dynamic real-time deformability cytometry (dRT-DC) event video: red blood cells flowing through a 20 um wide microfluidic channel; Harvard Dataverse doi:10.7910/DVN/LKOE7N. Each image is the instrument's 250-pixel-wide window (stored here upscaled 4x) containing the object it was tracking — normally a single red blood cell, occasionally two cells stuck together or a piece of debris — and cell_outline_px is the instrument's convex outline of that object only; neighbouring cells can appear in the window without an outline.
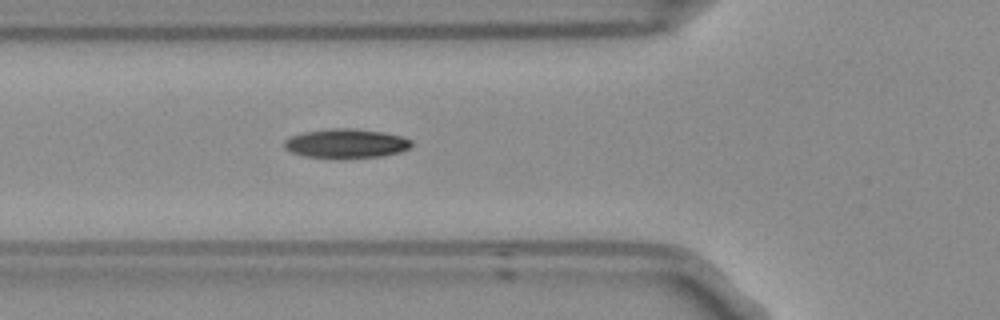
{"species": "Egyptian fruit bat (a non-hibernating species)", "species_latin": "Rousettus aegyptiacus", "temperature_condition": "room temperature", "stored_images_in_passage": 3, "segment_of_instrument_passage": [1, 2], "camera_frame_rate_fps": 3000, "um_per_image_px": 0.085, "frame": {"image": 1, "passage_image": 2, "time_ms": 0.333, "image_size_px": [1000, 320], "cell_outline_px": [[412, 144], [408, 148], [400, 152], [380, 156], [304, 156], [292, 152], [284, 148], [284, 140], [292, 136], [304, 132], [332, 128], [352, 128], [384, 132], [404, 136], [412, 140]], "centroid_in_image_um": [29.45, 12.15], "position_along_channel_um": 96.4, "area_um2": 21.04}}